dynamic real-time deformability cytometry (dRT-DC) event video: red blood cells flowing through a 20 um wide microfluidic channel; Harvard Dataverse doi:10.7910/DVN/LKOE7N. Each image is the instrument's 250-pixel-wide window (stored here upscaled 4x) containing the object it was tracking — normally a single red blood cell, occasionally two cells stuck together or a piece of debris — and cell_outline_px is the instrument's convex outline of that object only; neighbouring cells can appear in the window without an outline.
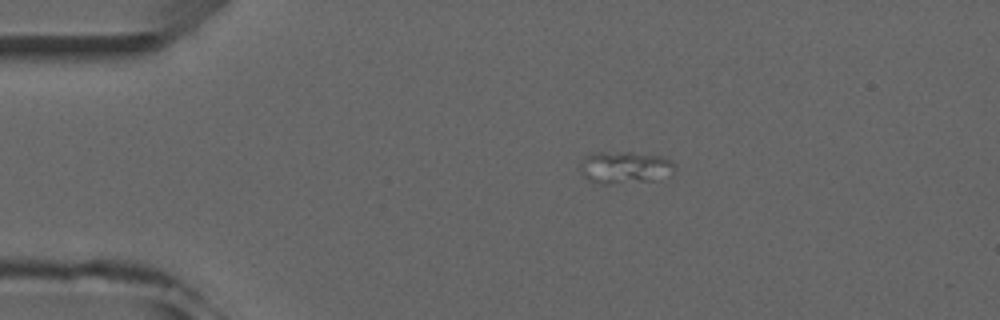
{"species": "common noctule bat (a hibernating species)", "species_latin": "Nyctalus noctula", "temperature_condition": "room temperature", "stored_images_in_passage": 5, "camera_frame_rate_fps": 3000, "um_per_image_px": 0.085, "animal": {"sex": "male", "forearm_length_mm": 52.5}, "frame": {"image": 1, "passage_image": 3, "time_ms": 2.333, "image_size_px": [1000, 320], "cell_outline_px": [[676, 168], [652, 180], [604, 184], [600, 184], [584, 176], [580, 172], [580, 160], [584, 156], [592, 152], [628, 152], [660, 156], [672, 160], [676, 164]], "centroid_in_image_um": [53.03, 14.2], "position_along_channel_um": 32.0, "area_um2": 17.46}}
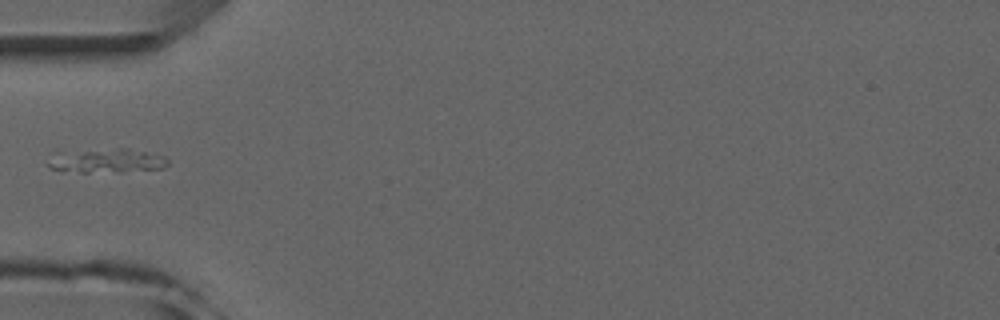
{"frame": {"image": 2, "passage_image": 5, "time_ms": 4.667, "image_size_px": [1000, 320], "cell_outline_px": [[168, 164], [164, 168], [116, 172], [80, 172], [52, 168], [44, 164], [56, 152], [120, 148], [124, 148], [164, 156], [168, 160]], "centroid_in_image_um": [9.04, 13.66], "position_along_channel_um": 76.0, "area_um2": 16.65}}